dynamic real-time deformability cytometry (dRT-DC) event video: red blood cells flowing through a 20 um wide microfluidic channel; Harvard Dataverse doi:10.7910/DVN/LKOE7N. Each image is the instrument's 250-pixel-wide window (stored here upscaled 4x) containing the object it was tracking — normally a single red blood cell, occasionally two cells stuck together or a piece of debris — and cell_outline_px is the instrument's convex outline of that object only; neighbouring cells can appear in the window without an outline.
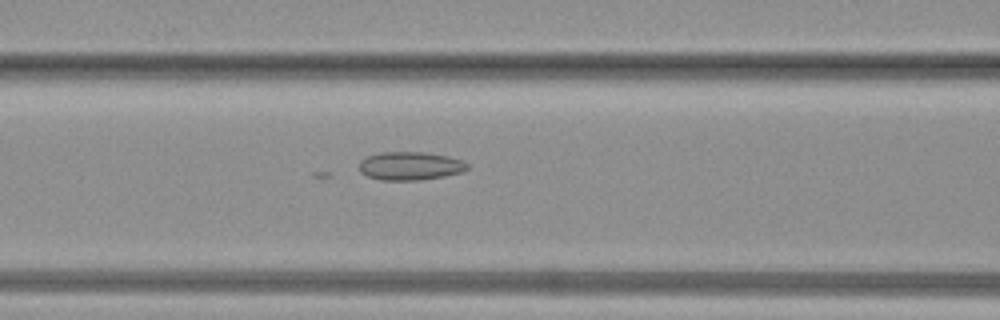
{"species": "common noctule bat (a hibernating species)", "species_latin": "Nyctalus noctula", "temperature_condition": "warm", "stored_images_in_passage": 26, "camera_frame_rate_fps": 3000, "um_per_image_px": 0.085, "animal": {"sex": "female", "body_mass_g": 19.3, "forearm_length_mm": 54.1}, "frame": {"image": 1, "passage_image": 4, "time_ms": 1.0, "image_size_px": [1000, 320], "cell_outline_px": [[468, 168], [460, 172], [444, 176], [420, 180], [380, 180], [368, 176], [360, 172], [360, 160], [368, 156], [380, 152], [424, 152], [448, 156], [460, 160], [468, 164]], "centroid_in_image_um": [34.84, 14.1], "position_along_channel_um": 131.8, "area_um2": 17.74}}
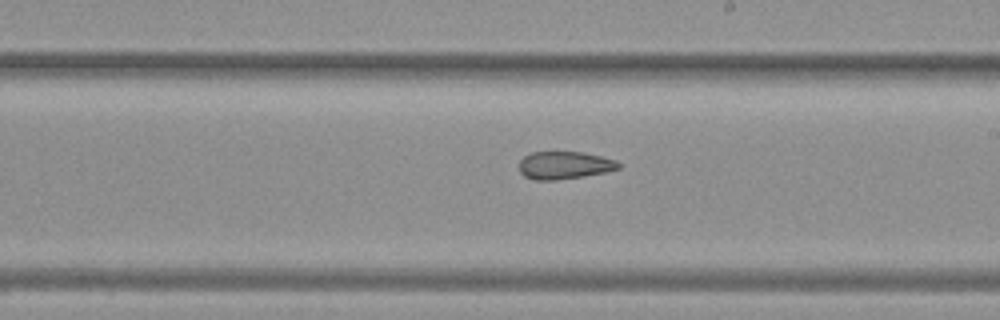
{"frame": {"image": 2, "passage_image": 10, "time_ms": 3.0, "image_size_px": [1000, 320], "cell_outline_px": [[620, 168], [604, 172], [584, 176], [556, 180], [532, 180], [524, 176], [520, 172], [520, 160], [524, 156], [532, 152], [584, 152], [616, 160], [620, 164]], "centroid_in_image_um": [47.96, 14.05], "position_along_channel_um": 241.0, "area_um2": 16.01}}
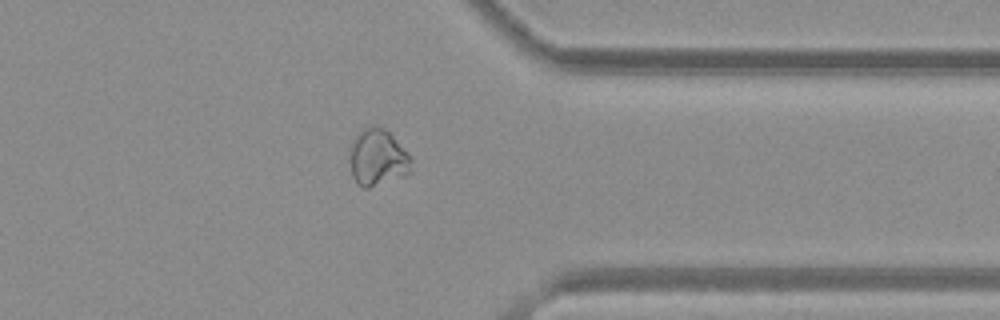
{"frame": {"image": 3, "passage_image": 18, "time_ms": 5.667, "image_size_px": [1000, 320], "cell_outline_px": [[412, 172], [368, 188], [364, 188], [356, 184], [352, 176], [352, 140], [364, 128], [384, 128], [408, 152], [412, 160]], "centroid_in_image_um": [32.14, 13.43], "position_along_channel_um": 379.3, "area_um2": 19.71}}